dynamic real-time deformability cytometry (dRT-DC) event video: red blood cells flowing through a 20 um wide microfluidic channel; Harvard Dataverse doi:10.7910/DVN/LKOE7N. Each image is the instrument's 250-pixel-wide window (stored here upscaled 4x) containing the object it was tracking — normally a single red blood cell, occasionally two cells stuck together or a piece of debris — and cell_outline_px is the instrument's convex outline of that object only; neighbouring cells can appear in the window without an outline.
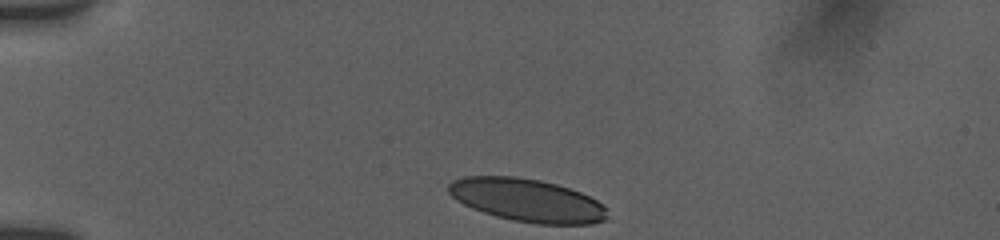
{"species": "human", "species_latin": "Homo sapiens", "temperature_condition": "room temperature", "stored_images_in_passage": 21, "camera_frame_rate_fps": 3000, "um_per_image_px": 0.085, "donor": {"sex": "female"}, "frame": {"image": 1, "passage_image": 1, "time_ms": 0.0, "image_size_px": [1000, 240], "cell_outline_px": [[612, 220], [592, 224], [536, 224], [512, 220], [496, 216], [472, 208], [456, 200], [448, 192], [448, 184], [452, 180], [464, 176], [516, 176], [540, 180], [556, 184], [580, 192], [604, 204], [608, 208]], "centroid_in_image_um": [44.87, 17.03], "position_along_channel_um": 40.1, "area_um2": 40.29}}
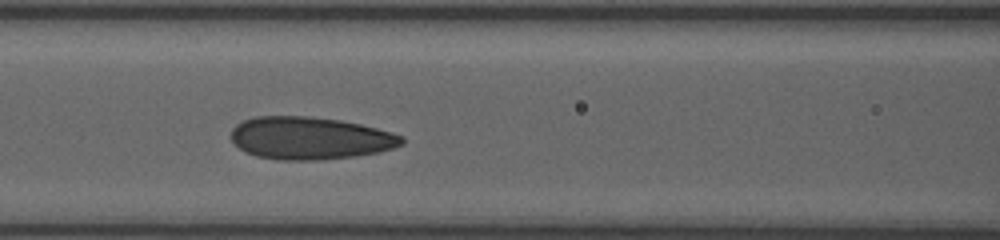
{"frame": {"image": 2, "passage_image": 10, "time_ms": 4.0, "image_size_px": [1000, 240], "cell_outline_px": [[404, 144], [380, 152], [356, 156], [320, 160], [280, 160], [256, 156], [244, 152], [232, 140], [232, 128], [236, 124], [244, 120], [256, 116], [308, 116], [340, 120], [360, 124], [392, 132], [404, 136]], "centroid_in_image_um": [26.36, 11.74], "position_along_channel_um": 140.2, "area_um2": 42.48}}
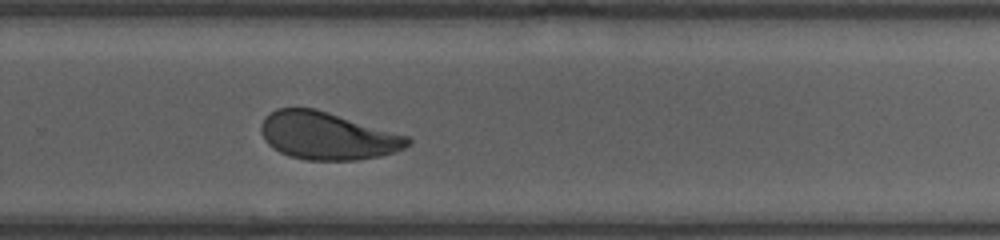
{"frame": {"image": 3, "passage_image": 21, "time_ms": 8.333, "image_size_px": [1000, 240], "cell_outline_px": [[412, 140], [404, 148], [396, 152], [380, 156], [356, 160], [304, 160], [288, 156], [272, 148], [264, 140], [260, 132], [260, 124], [264, 116], [276, 108], [316, 108], [408, 136]], "centroid_in_image_um": [27.78, 11.55], "position_along_channel_um": 302.0, "area_um2": 40.92}}